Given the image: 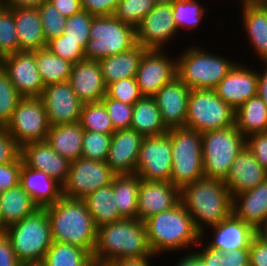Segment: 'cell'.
I'll use <instances>...</instances> for the list:
<instances>
[{
  "label": "cell",
  "instance_id": "obj_57",
  "mask_svg": "<svg viewBox=\"0 0 267 266\" xmlns=\"http://www.w3.org/2000/svg\"><path fill=\"white\" fill-rule=\"evenodd\" d=\"M61 14L68 18L82 10L81 0H48Z\"/></svg>",
  "mask_w": 267,
  "mask_h": 266
},
{
  "label": "cell",
  "instance_id": "obj_4",
  "mask_svg": "<svg viewBox=\"0 0 267 266\" xmlns=\"http://www.w3.org/2000/svg\"><path fill=\"white\" fill-rule=\"evenodd\" d=\"M149 246L158 256L171 251L177 253L182 249H190L197 245L202 235L197 231L192 216L188 210L179 203L174 208L151 216L144 221ZM166 251V252H165Z\"/></svg>",
  "mask_w": 267,
  "mask_h": 266
},
{
  "label": "cell",
  "instance_id": "obj_1",
  "mask_svg": "<svg viewBox=\"0 0 267 266\" xmlns=\"http://www.w3.org/2000/svg\"><path fill=\"white\" fill-rule=\"evenodd\" d=\"M180 203L192 216L197 231L205 237L214 227L232 215L233 197L224 180L200 178L180 189Z\"/></svg>",
  "mask_w": 267,
  "mask_h": 266
},
{
  "label": "cell",
  "instance_id": "obj_26",
  "mask_svg": "<svg viewBox=\"0 0 267 266\" xmlns=\"http://www.w3.org/2000/svg\"><path fill=\"white\" fill-rule=\"evenodd\" d=\"M210 230L214 231L211 234L213 239L206 240V242L223 253L250 246L251 240L255 236L254 228L239 220L233 214L216 226L211 227Z\"/></svg>",
  "mask_w": 267,
  "mask_h": 266
},
{
  "label": "cell",
  "instance_id": "obj_59",
  "mask_svg": "<svg viewBox=\"0 0 267 266\" xmlns=\"http://www.w3.org/2000/svg\"><path fill=\"white\" fill-rule=\"evenodd\" d=\"M262 64L265 65L264 70L261 73L257 71V95L267 106V62Z\"/></svg>",
  "mask_w": 267,
  "mask_h": 266
},
{
  "label": "cell",
  "instance_id": "obj_62",
  "mask_svg": "<svg viewBox=\"0 0 267 266\" xmlns=\"http://www.w3.org/2000/svg\"><path fill=\"white\" fill-rule=\"evenodd\" d=\"M255 237L267 243V218L254 228Z\"/></svg>",
  "mask_w": 267,
  "mask_h": 266
},
{
  "label": "cell",
  "instance_id": "obj_14",
  "mask_svg": "<svg viewBox=\"0 0 267 266\" xmlns=\"http://www.w3.org/2000/svg\"><path fill=\"white\" fill-rule=\"evenodd\" d=\"M173 58L164 49L144 52L135 76L142 96L153 97L162 86L177 77V59Z\"/></svg>",
  "mask_w": 267,
  "mask_h": 266
},
{
  "label": "cell",
  "instance_id": "obj_42",
  "mask_svg": "<svg viewBox=\"0 0 267 266\" xmlns=\"http://www.w3.org/2000/svg\"><path fill=\"white\" fill-rule=\"evenodd\" d=\"M19 51L13 10L0 2V59Z\"/></svg>",
  "mask_w": 267,
  "mask_h": 266
},
{
  "label": "cell",
  "instance_id": "obj_63",
  "mask_svg": "<svg viewBox=\"0 0 267 266\" xmlns=\"http://www.w3.org/2000/svg\"><path fill=\"white\" fill-rule=\"evenodd\" d=\"M176 0H153V2L158 4H173Z\"/></svg>",
  "mask_w": 267,
  "mask_h": 266
},
{
  "label": "cell",
  "instance_id": "obj_33",
  "mask_svg": "<svg viewBox=\"0 0 267 266\" xmlns=\"http://www.w3.org/2000/svg\"><path fill=\"white\" fill-rule=\"evenodd\" d=\"M39 207L18 184L0 194V218L7 228L33 214Z\"/></svg>",
  "mask_w": 267,
  "mask_h": 266
},
{
  "label": "cell",
  "instance_id": "obj_53",
  "mask_svg": "<svg viewBox=\"0 0 267 266\" xmlns=\"http://www.w3.org/2000/svg\"><path fill=\"white\" fill-rule=\"evenodd\" d=\"M246 146L267 171V132L250 135L246 138Z\"/></svg>",
  "mask_w": 267,
  "mask_h": 266
},
{
  "label": "cell",
  "instance_id": "obj_19",
  "mask_svg": "<svg viewBox=\"0 0 267 266\" xmlns=\"http://www.w3.org/2000/svg\"><path fill=\"white\" fill-rule=\"evenodd\" d=\"M247 65L235 63L214 89L225 103L235 111L251 97L257 95V71Z\"/></svg>",
  "mask_w": 267,
  "mask_h": 266
},
{
  "label": "cell",
  "instance_id": "obj_36",
  "mask_svg": "<svg viewBox=\"0 0 267 266\" xmlns=\"http://www.w3.org/2000/svg\"><path fill=\"white\" fill-rule=\"evenodd\" d=\"M140 180L137 174L115 175L113 178L114 198L123 218L137 219Z\"/></svg>",
  "mask_w": 267,
  "mask_h": 266
},
{
  "label": "cell",
  "instance_id": "obj_50",
  "mask_svg": "<svg viewBox=\"0 0 267 266\" xmlns=\"http://www.w3.org/2000/svg\"><path fill=\"white\" fill-rule=\"evenodd\" d=\"M55 56H59L73 64L85 60L84 50L70 39H66V35L62 34L47 42L46 46Z\"/></svg>",
  "mask_w": 267,
  "mask_h": 266
},
{
  "label": "cell",
  "instance_id": "obj_39",
  "mask_svg": "<svg viewBox=\"0 0 267 266\" xmlns=\"http://www.w3.org/2000/svg\"><path fill=\"white\" fill-rule=\"evenodd\" d=\"M205 238L206 236L200 238L198 244L201 248L194 251L202 266H250L249 246L232 252L223 253L219 249H215L206 243Z\"/></svg>",
  "mask_w": 267,
  "mask_h": 266
},
{
  "label": "cell",
  "instance_id": "obj_12",
  "mask_svg": "<svg viewBox=\"0 0 267 266\" xmlns=\"http://www.w3.org/2000/svg\"><path fill=\"white\" fill-rule=\"evenodd\" d=\"M116 174L106 161H95L83 157L70 162L68 177L63 184V196L84 199L100 187L112 183Z\"/></svg>",
  "mask_w": 267,
  "mask_h": 266
},
{
  "label": "cell",
  "instance_id": "obj_67",
  "mask_svg": "<svg viewBox=\"0 0 267 266\" xmlns=\"http://www.w3.org/2000/svg\"><path fill=\"white\" fill-rule=\"evenodd\" d=\"M93 266H106V265H98V264H94Z\"/></svg>",
  "mask_w": 267,
  "mask_h": 266
},
{
  "label": "cell",
  "instance_id": "obj_44",
  "mask_svg": "<svg viewBox=\"0 0 267 266\" xmlns=\"http://www.w3.org/2000/svg\"><path fill=\"white\" fill-rule=\"evenodd\" d=\"M112 134H102L84 130L82 138V157L95 161H106Z\"/></svg>",
  "mask_w": 267,
  "mask_h": 266
},
{
  "label": "cell",
  "instance_id": "obj_65",
  "mask_svg": "<svg viewBox=\"0 0 267 266\" xmlns=\"http://www.w3.org/2000/svg\"><path fill=\"white\" fill-rule=\"evenodd\" d=\"M6 232V227L5 225L3 224L1 218H0V236L4 235Z\"/></svg>",
  "mask_w": 267,
  "mask_h": 266
},
{
  "label": "cell",
  "instance_id": "obj_25",
  "mask_svg": "<svg viewBox=\"0 0 267 266\" xmlns=\"http://www.w3.org/2000/svg\"><path fill=\"white\" fill-rule=\"evenodd\" d=\"M21 187L39 208L53 205L63 196V185L43 171L25 166L20 170Z\"/></svg>",
  "mask_w": 267,
  "mask_h": 266
},
{
  "label": "cell",
  "instance_id": "obj_56",
  "mask_svg": "<svg viewBox=\"0 0 267 266\" xmlns=\"http://www.w3.org/2000/svg\"><path fill=\"white\" fill-rule=\"evenodd\" d=\"M6 234L0 236V266H21Z\"/></svg>",
  "mask_w": 267,
  "mask_h": 266
},
{
  "label": "cell",
  "instance_id": "obj_41",
  "mask_svg": "<svg viewBox=\"0 0 267 266\" xmlns=\"http://www.w3.org/2000/svg\"><path fill=\"white\" fill-rule=\"evenodd\" d=\"M198 0H176L172 4V13L178 31L196 29L208 11Z\"/></svg>",
  "mask_w": 267,
  "mask_h": 266
},
{
  "label": "cell",
  "instance_id": "obj_61",
  "mask_svg": "<svg viewBox=\"0 0 267 266\" xmlns=\"http://www.w3.org/2000/svg\"><path fill=\"white\" fill-rule=\"evenodd\" d=\"M174 266H202L199 263V258L195 252H188L187 255H183Z\"/></svg>",
  "mask_w": 267,
  "mask_h": 266
},
{
  "label": "cell",
  "instance_id": "obj_15",
  "mask_svg": "<svg viewBox=\"0 0 267 266\" xmlns=\"http://www.w3.org/2000/svg\"><path fill=\"white\" fill-rule=\"evenodd\" d=\"M178 33L180 31L173 18L172 4H158L136 27V41L143 48L163 50Z\"/></svg>",
  "mask_w": 267,
  "mask_h": 266
},
{
  "label": "cell",
  "instance_id": "obj_32",
  "mask_svg": "<svg viewBox=\"0 0 267 266\" xmlns=\"http://www.w3.org/2000/svg\"><path fill=\"white\" fill-rule=\"evenodd\" d=\"M131 129L143 137L160 136L168 132L154 97L143 96L133 104Z\"/></svg>",
  "mask_w": 267,
  "mask_h": 266
},
{
  "label": "cell",
  "instance_id": "obj_18",
  "mask_svg": "<svg viewBox=\"0 0 267 266\" xmlns=\"http://www.w3.org/2000/svg\"><path fill=\"white\" fill-rule=\"evenodd\" d=\"M180 203V189L171 182L140 180L137 219L144 222L151 216L168 211Z\"/></svg>",
  "mask_w": 267,
  "mask_h": 266
},
{
  "label": "cell",
  "instance_id": "obj_31",
  "mask_svg": "<svg viewBox=\"0 0 267 266\" xmlns=\"http://www.w3.org/2000/svg\"><path fill=\"white\" fill-rule=\"evenodd\" d=\"M146 48L137 44L132 49L99 60L104 82L107 85L129 77H135L140 59Z\"/></svg>",
  "mask_w": 267,
  "mask_h": 266
},
{
  "label": "cell",
  "instance_id": "obj_2",
  "mask_svg": "<svg viewBox=\"0 0 267 266\" xmlns=\"http://www.w3.org/2000/svg\"><path fill=\"white\" fill-rule=\"evenodd\" d=\"M92 256L98 265L120 259L155 257L144 222L131 218L100 226Z\"/></svg>",
  "mask_w": 267,
  "mask_h": 266
},
{
  "label": "cell",
  "instance_id": "obj_13",
  "mask_svg": "<svg viewBox=\"0 0 267 266\" xmlns=\"http://www.w3.org/2000/svg\"><path fill=\"white\" fill-rule=\"evenodd\" d=\"M172 171L171 138L166 133L160 136L143 137L136 163V172L141 180L170 182Z\"/></svg>",
  "mask_w": 267,
  "mask_h": 266
},
{
  "label": "cell",
  "instance_id": "obj_54",
  "mask_svg": "<svg viewBox=\"0 0 267 266\" xmlns=\"http://www.w3.org/2000/svg\"><path fill=\"white\" fill-rule=\"evenodd\" d=\"M121 0H81L82 10L94 16L114 15Z\"/></svg>",
  "mask_w": 267,
  "mask_h": 266
},
{
  "label": "cell",
  "instance_id": "obj_7",
  "mask_svg": "<svg viewBox=\"0 0 267 266\" xmlns=\"http://www.w3.org/2000/svg\"><path fill=\"white\" fill-rule=\"evenodd\" d=\"M172 145L170 182L181 189L205 177L202 159V133L186 127L169 129Z\"/></svg>",
  "mask_w": 267,
  "mask_h": 266
},
{
  "label": "cell",
  "instance_id": "obj_40",
  "mask_svg": "<svg viewBox=\"0 0 267 266\" xmlns=\"http://www.w3.org/2000/svg\"><path fill=\"white\" fill-rule=\"evenodd\" d=\"M79 124L82 126L83 130L91 132L113 134L116 131L101 101L83 103Z\"/></svg>",
  "mask_w": 267,
  "mask_h": 266
},
{
  "label": "cell",
  "instance_id": "obj_10",
  "mask_svg": "<svg viewBox=\"0 0 267 266\" xmlns=\"http://www.w3.org/2000/svg\"><path fill=\"white\" fill-rule=\"evenodd\" d=\"M235 124V110L213 89H192L185 127L205 133Z\"/></svg>",
  "mask_w": 267,
  "mask_h": 266
},
{
  "label": "cell",
  "instance_id": "obj_23",
  "mask_svg": "<svg viewBox=\"0 0 267 266\" xmlns=\"http://www.w3.org/2000/svg\"><path fill=\"white\" fill-rule=\"evenodd\" d=\"M68 81L83 103L100 102L106 95L99 61L83 60L73 64Z\"/></svg>",
  "mask_w": 267,
  "mask_h": 266
},
{
  "label": "cell",
  "instance_id": "obj_45",
  "mask_svg": "<svg viewBox=\"0 0 267 266\" xmlns=\"http://www.w3.org/2000/svg\"><path fill=\"white\" fill-rule=\"evenodd\" d=\"M155 5L153 0H121L113 16L136 28Z\"/></svg>",
  "mask_w": 267,
  "mask_h": 266
},
{
  "label": "cell",
  "instance_id": "obj_64",
  "mask_svg": "<svg viewBox=\"0 0 267 266\" xmlns=\"http://www.w3.org/2000/svg\"><path fill=\"white\" fill-rule=\"evenodd\" d=\"M241 4L244 3H264L266 0H240Z\"/></svg>",
  "mask_w": 267,
  "mask_h": 266
},
{
  "label": "cell",
  "instance_id": "obj_11",
  "mask_svg": "<svg viewBox=\"0 0 267 266\" xmlns=\"http://www.w3.org/2000/svg\"><path fill=\"white\" fill-rule=\"evenodd\" d=\"M5 129L20 146L29 142L46 141L50 124L42 100L22 98Z\"/></svg>",
  "mask_w": 267,
  "mask_h": 266
},
{
  "label": "cell",
  "instance_id": "obj_66",
  "mask_svg": "<svg viewBox=\"0 0 267 266\" xmlns=\"http://www.w3.org/2000/svg\"><path fill=\"white\" fill-rule=\"evenodd\" d=\"M21 266H45L42 262L40 263H24Z\"/></svg>",
  "mask_w": 267,
  "mask_h": 266
},
{
  "label": "cell",
  "instance_id": "obj_58",
  "mask_svg": "<svg viewBox=\"0 0 267 266\" xmlns=\"http://www.w3.org/2000/svg\"><path fill=\"white\" fill-rule=\"evenodd\" d=\"M152 257L129 258L110 261L106 266H152ZM151 261V262H150Z\"/></svg>",
  "mask_w": 267,
  "mask_h": 266
},
{
  "label": "cell",
  "instance_id": "obj_16",
  "mask_svg": "<svg viewBox=\"0 0 267 266\" xmlns=\"http://www.w3.org/2000/svg\"><path fill=\"white\" fill-rule=\"evenodd\" d=\"M13 86L22 98H40L44 88L36 64V51H18L0 59Z\"/></svg>",
  "mask_w": 267,
  "mask_h": 266
},
{
  "label": "cell",
  "instance_id": "obj_17",
  "mask_svg": "<svg viewBox=\"0 0 267 266\" xmlns=\"http://www.w3.org/2000/svg\"><path fill=\"white\" fill-rule=\"evenodd\" d=\"M40 99L50 126L79 122L83 102L77 97L69 81L44 87Z\"/></svg>",
  "mask_w": 267,
  "mask_h": 266
},
{
  "label": "cell",
  "instance_id": "obj_48",
  "mask_svg": "<svg viewBox=\"0 0 267 266\" xmlns=\"http://www.w3.org/2000/svg\"><path fill=\"white\" fill-rule=\"evenodd\" d=\"M105 96L127 105H133L143 97L135 77L121 79L107 85Z\"/></svg>",
  "mask_w": 267,
  "mask_h": 266
},
{
  "label": "cell",
  "instance_id": "obj_60",
  "mask_svg": "<svg viewBox=\"0 0 267 266\" xmlns=\"http://www.w3.org/2000/svg\"><path fill=\"white\" fill-rule=\"evenodd\" d=\"M48 0H0V2L9 8H39Z\"/></svg>",
  "mask_w": 267,
  "mask_h": 266
},
{
  "label": "cell",
  "instance_id": "obj_55",
  "mask_svg": "<svg viewBox=\"0 0 267 266\" xmlns=\"http://www.w3.org/2000/svg\"><path fill=\"white\" fill-rule=\"evenodd\" d=\"M250 266H267V243L253 237L249 246Z\"/></svg>",
  "mask_w": 267,
  "mask_h": 266
},
{
  "label": "cell",
  "instance_id": "obj_24",
  "mask_svg": "<svg viewBox=\"0 0 267 266\" xmlns=\"http://www.w3.org/2000/svg\"><path fill=\"white\" fill-rule=\"evenodd\" d=\"M266 178L267 171L245 146L232 162L224 182L233 197L238 193L253 189Z\"/></svg>",
  "mask_w": 267,
  "mask_h": 266
},
{
  "label": "cell",
  "instance_id": "obj_52",
  "mask_svg": "<svg viewBox=\"0 0 267 266\" xmlns=\"http://www.w3.org/2000/svg\"><path fill=\"white\" fill-rule=\"evenodd\" d=\"M21 156L12 163L0 164V194L20 182Z\"/></svg>",
  "mask_w": 267,
  "mask_h": 266
},
{
  "label": "cell",
  "instance_id": "obj_46",
  "mask_svg": "<svg viewBox=\"0 0 267 266\" xmlns=\"http://www.w3.org/2000/svg\"><path fill=\"white\" fill-rule=\"evenodd\" d=\"M94 15L85 10L68 17L65 23L64 33L66 39H70L85 50L89 39L90 26Z\"/></svg>",
  "mask_w": 267,
  "mask_h": 266
},
{
  "label": "cell",
  "instance_id": "obj_47",
  "mask_svg": "<svg viewBox=\"0 0 267 266\" xmlns=\"http://www.w3.org/2000/svg\"><path fill=\"white\" fill-rule=\"evenodd\" d=\"M38 10L46 41L61 36L64 33L67 18L48 1L44 2Z\"/></svg>",
  "mask_w": 267,
  "mask_h": 266
},
{
  "label": "cell",
  "instance_id": "obj_30",
  "mask_svg": "<svg viewBox=\"0 0 267 266\" xmlns=\"http://www.w3.org/2000/svg\"><path fill=\"white\" fill-rule=\"evenodd\" d=\"M84 130L79 122L50 126L46 141L58 154L69 162L82 157Z\"/></svg>",
  "mask_w": 267,
  "mask_h": 266
},
{
  "label": "cell",
  "instance_id": "obj_29",
  "mask_svg": "<svg viewBox=\"0 0 267 266\" xmlns=\"http://www.w3.org/2000/svg\"><path fill=\"white\" fill-rule=\"evenodd\" d=\"M19 41V51H37L47 46L38 8H11Z\"/></svg>",
  "mask_w": 267,
  "mask_h": 266
},
{
  "label": "cell",
  "instance_id": "obj_20",
  "mask_svg": "<svg viewBox=\"0 0 267 266\" xmlns=\"http://www.w3.org/2000/svg\"><path fill=\"white\" fill-rule=\"evenodd\" d=\"M190 92L191 89L176 77L153 96L168 130L185 127Z\"/></svg>",
  "mask_w": 267,
  "mask_h": 266
},
{
  "label": "cell",
  "instance_id": "obj_34",
  "mask_svg": "<svg viewBox=\"0 0 267 266\" xmlns=\"http://www.w3.org/2000/svg\"><path fill=\"white\" fill-rule=\"evenodd\" d=\"M83 200L97 228L123 219L116 206L113 180L112 183L100 187Z\"/></svg>",
  "mask_w": 267,
  "mask_h": 266
},
{
  "label": "cell",
  "instance_id": "obj_8",
  "mask_svg": "<svg viewBox=\"0 0 267 266\" xmlns=\"http://www.w3.org/2000/svg\"><path fill=\"white\" fill-rule=\"evenodd\" d=\"M89 41L84 50L85 60L99 61L126 52L137 45L136 28L111 16H94Z\"/></svg>",
  "mask_w": 267,
  "mask_h": 266
},
{
  "label": "cell",
  "instance_id": "obj_5",
  "mask_svg": "<svg viewBox=\"0 0 267 266\" xmlns=\"http://www.w3.org/2000/svg\"><path fill=\"white\" fill-rule=\"evenodd\" d=\"M187 47L177 59V77L192 89H215L236 61L199 46Z\"/></svg>",
  "mask_w": 267,
  "mask_h": 266
},
{
  "label": "cell",
  "instance_id": "obj_49",
  "mask_svg": "<svg viewBox=\"0 0 267 266\" xmlns=\"http://www.w3.org/2000/svg\"><path fill=\"white\" fill-rule=\"evenodd\" d=\"M115 130L131 128L133 105L104 96L101 100Z\"/></svg>",
  "mask_w": 267,
  "mask_h": 266
},
{
  "label": "cell",
  "instance_id": "obj_22",
  "mask_svg": "<svg viewBox=\"0 0 267 266\" xmlns=\"http://www.w3.org/2000/svg\"><path fill=\"white\" fill-rule=\"evenodd\" d=\"M142 139L131 128L118 129L112 134L106 163L116 175L135 174Z\"/></svg>",
  "mask_w": 267,
  "mask_h": 266
},
{
  "label": "cell",
  "instance_id": "obj_38",
  "mask_svg": "<svg viewBox=\"0 0 267 266\" xmlns=\"http://www.w3.org/2000/svg\"><path fill=\"white\" fill-rule=\"evenodd\" d=\"M45 266H93L94 260L87 250L72 244L52 242L42 262Z\"/></svg>",
  "mask_w": 267,
  "mask_h": 266
},
{
  "label": "cell",
  "instance_id": "obj_35",
  "mask_svg": "<svg viewBox=\"0 0 267 266\" xmlns=\"http://www.w3.org/2000/svg\"><path fill=\"white\" fill-rule=\"evenodd\" d=\"M235 125L246 138L267 132V106L258 95L251 97L235 111Z\"/></svg>",
  "mask_w": 267,
  "mask_h": 266
},
{
  "label": "cell",
  "instance_id": "obj_6",
  "mask_svg": "<svg viewBox=\"0 0 267 266\" xmlns=\"http://www.w3.org/2000/svg\"><path fill=\"white\" fill-rule=\"evenodd\" d=\"M5 234L22 264L43 262L53 242L45 208H39L21 221L8 226Z\"/></svg>",
  "mask_w": 267,
  "mask_h": 266
},
{
  "label": "cell",
  "instance_id": "obj_37",
  "mask_svg": "<svg viewBox=\"0 0 267 266\" xmlns=\"http://www.w3.org/2000/svg\"><path fill=\"white\" fill-rule=\"evenodd\" d=\"M36 64L44 87L68 81L73 63L55 56L47 47L36 51Z\"/></svg>",
  "mask_w": 267,
  "mask_h": 266
},
{
  "label": "cell",
  "instance_id": "obj_3",
  "mask_svg": "<svg viewBox=\"0 0 267 266\" xmlns=\"http://www.w3.org/2000/svg\"><path fill=\"white\" fill-rule=\"evenodd\" d=\"M45 210L54 242L72 244L93 253L98 228L83 199L62 196Z\"/></svg>",
  "mask_w": 267,
  "mask_h": 266
},
{
  "label": "cell",
  "instance_id": "obj_27",
  "mask_svg": "<svg viewBox=\"0 0 267 266\" xmlns=\"http://www.w3.org/2000/svg\"><path fill=\"white\" fill-rule=\"evenodd\" d=\"M241 22L249 44L260 61L267 62V6L264 3H244Z\"/></svg>",
  "mask_w": 267,
  "mask_h": 266
},
{
  "label": "cell",
  "instance_id": "obj_43",
  "mask_svg": "<svg viewBox=\"0 0 267 266\" xmlns=\"http://www.w3.org/2000/svg\"><path fill=\"white\" fill-rule=\"evenodd\" d=\"M21 99L7 72L0 65V127H5L10 121Z\"/></svg>",
  "mask_w": 267,
  "mask_h": 266
},
{
  "label": "cell",
  "instance_id": "obj_28",
  "mask_svg": "<svg viewBox=\"0 0 267 266\" xmlns=\"http://www.w3.org/2000/svg\"><path fill=\"white\" fill-rule=\"evenodd\" d=\"M232 214L253 228L267 218V178L253 189L233 196Z\"/></svg>",
  "mask_w": 267,
  "mask_h": 266
},
{
  "label": "cell",
  "instance_id": "obj_21",
  "mask_svg": "<svg viewBox=\"0 0 267 266\" xmlns=\"http://www.w3.org/2000/svg\"><path fill=\"white\" fill-rule=\"evenodd\" d=\"M20 156L25 166L43 171L62 185L65 183L70 162L53 150L47 141L23 144Z\"/></svg>",
  "mask_w": 267,
  "mask_h": 266
},
{
  "label": "cell",
  "instance_id": "obj_9",
  "mask_svg": "<svg viewBox=\"0 0 267 266\" xmlns=\"http://www.w3.org/2000/svg\"><path fill=\"white\" fill-rule=\"evenodd\" d=\"M246 137L236 125L202 133L204 176L225 180L231 164L245 148Z\"/></svg>",
  "mask_w": 267,
  "mask_h": 266
},
{
  "label": "cell",
  "instance_id": "obj_51",
  "mask_svg": "<svg viewBox=\"0 0 267 266\" xmlns=\"http://www.w3.org/2000/svg\"><path fill=\"white\" fill-rule=\"evenodd\" d=\"M20 155L21 146L5 127H0V164L12 163Z\"/></svg>",
  "mask_w": 267,
  "mask_h": 266
}]
</instances>
